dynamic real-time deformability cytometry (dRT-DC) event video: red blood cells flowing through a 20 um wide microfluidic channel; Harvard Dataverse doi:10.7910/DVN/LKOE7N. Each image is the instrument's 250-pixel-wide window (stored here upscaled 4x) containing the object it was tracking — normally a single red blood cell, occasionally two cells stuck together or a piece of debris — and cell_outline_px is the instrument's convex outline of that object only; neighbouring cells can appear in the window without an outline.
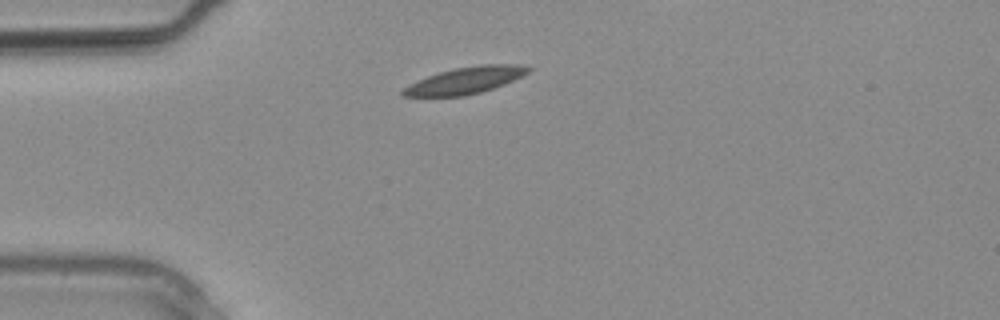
{"species": "common noctule bat (a hibernating species)", "species_latin": "Nyctalus noctula", "temperature_condition": "warm", "stored_images_in_passage": 4, "camera_frame_rate_fps": 3000, "um_per_image_px": 0.085, "animal": {"sex": "male", "body_mass_g": 20.4}, "frame": {"image": 1, "passage_image": 4, "time_ms": 1.0, "image_size_px": [1000, 320], "cell_outline_px": [[532, 68], [528, 72], [504, 84], [480, 92], [464, 96], [400, 96], [400, 92], [404, 88], [428, 76], [440, 72], [456, 68], [480, 64], [520, 64]], "centroid_in_image_um": [39.57, 6.83], "position_along_channel_um": 45.4, "area_um2": 19.07}}